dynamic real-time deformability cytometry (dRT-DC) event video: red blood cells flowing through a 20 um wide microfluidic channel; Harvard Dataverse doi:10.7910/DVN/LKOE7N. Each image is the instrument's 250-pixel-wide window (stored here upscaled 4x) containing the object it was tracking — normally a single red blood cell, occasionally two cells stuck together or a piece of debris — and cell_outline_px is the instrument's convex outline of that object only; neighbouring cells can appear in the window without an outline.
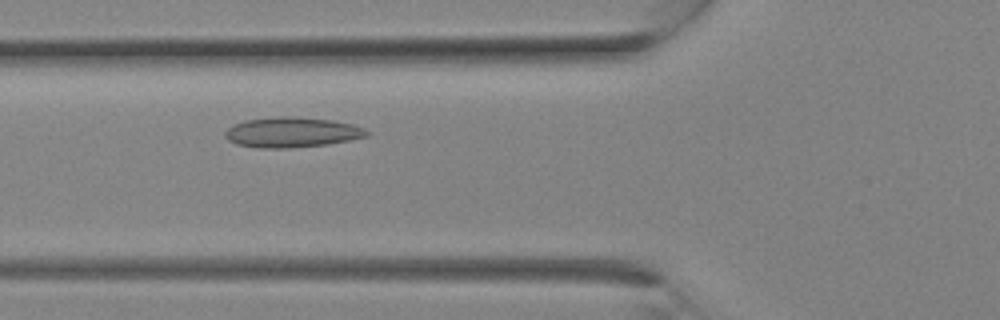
{"species": "Egyptian fruit bat (a non-hibernating species)", "species_latin": "Rousettus aegyptiacus", "temperature_condition": "room temperature", "stored_images_in_passage": 12, "camera_frame_rate_fps": 3000, "um_per_image_px": 0.085, "animal": {"sex": "female"}, "frame": {"image": 1, "passage_image": 7, "time_ms": 2.0, "image_size_px": [1000, 320], "cell_outline_px": [[368, 136], [328, 144], [288, 148], [260, 148], [236, 144], [228, 140], [224, 136], [224, 132], [232, 124], [244, 120], [280, 116], [288, 116], [332, 120], [352, 124], [364, 128], [368, 132]], "centroid_in_image_um": [24.76, 11.24], "position_along_channel_um": 101.0, "area_um2": 24.91}}
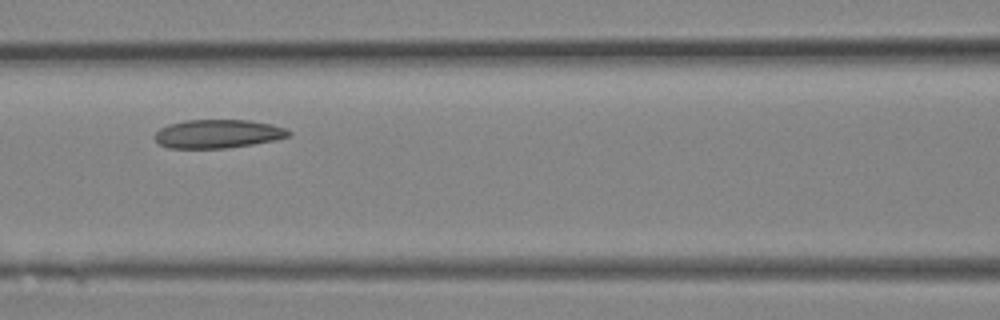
{"frame": {"image": 2, "passage_image": 9, "time_ms": 2.667, "image_size_px": [1000, 320], "cell_outline_px": [[292, 136], [276, 140], [228, 148], [168, 148], [160, 144], [152, 136], [160, 128], [168, 124], [184, 120], [248, 120], [272, 124], [284, 128], [292, 132]], "centroid_in_image_um": [18.52, 11.37], "position_along_channel_um": 148.1, "area_um2": 22.48}}
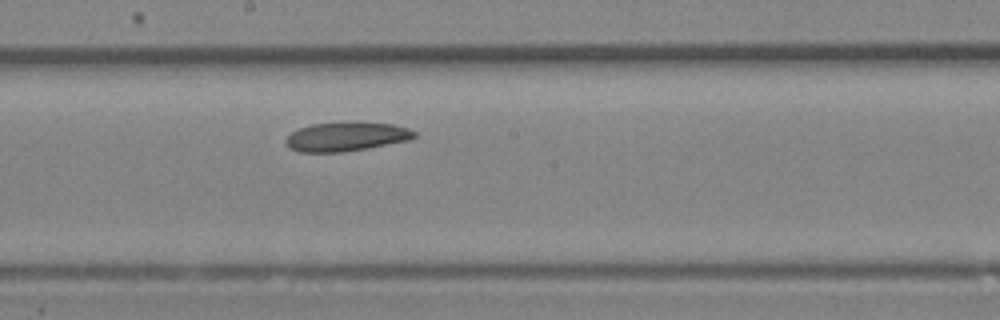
{"frame": {"image": 3, "passage_image": 12, "time_ms": 3.667, "image_size_px": [1000, 320], "cell_outline_px": [[416, 136], [412, 140], [368, 148], [344, 152], [300, 152], [288, 148], [284, 140], [292, 132], [300, 128], [312, 124], [392, 124], [408, 128], [416, 132]], "centroid_in_image_um": [29.43, 11.66], "position_along_channel_um": 218.8, "area_um2": 21.21}}